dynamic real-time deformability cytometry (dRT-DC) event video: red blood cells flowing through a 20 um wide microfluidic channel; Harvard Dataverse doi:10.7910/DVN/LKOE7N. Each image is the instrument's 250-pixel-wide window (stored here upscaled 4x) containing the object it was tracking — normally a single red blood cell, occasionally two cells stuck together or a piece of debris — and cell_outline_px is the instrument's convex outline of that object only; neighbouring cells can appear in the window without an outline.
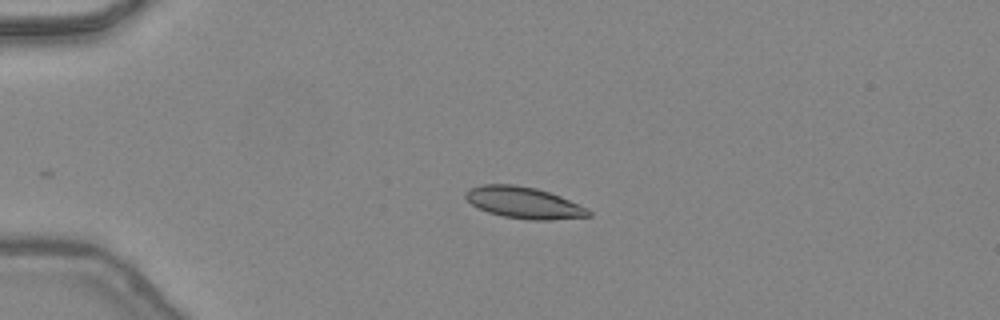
{"species": "common noctule bat (a hibernating species)", "species_latin": "Nyctalus noctula", "temperature_condition": "warm", "stored_images_in_passage": 32, "camera_frame_rate_fps": 3000, "um_per_image_px": 0.085, "animal": {"sex": "female", "body_mass_g": 24.6, "forearm_length_mm": 56.2}, "frame": {"image": 1, "passage_image": 1, "time_ms": 0.0, "image_size_px": [1000, 320], "cell_outline_px": [[592, 216], [552, 220], [528, 220], [504, 216], [488, 212], [472, 204], [464, 196], [464, 192], [468, 188], [484, 184], [512, 184], [536, 188], [560, 196], [588, 208], [592, 212]], "centroid_in_image_um": [44.54, 17.23], "position_along_channel_um": 40.5, "area_um2": 22.6}}
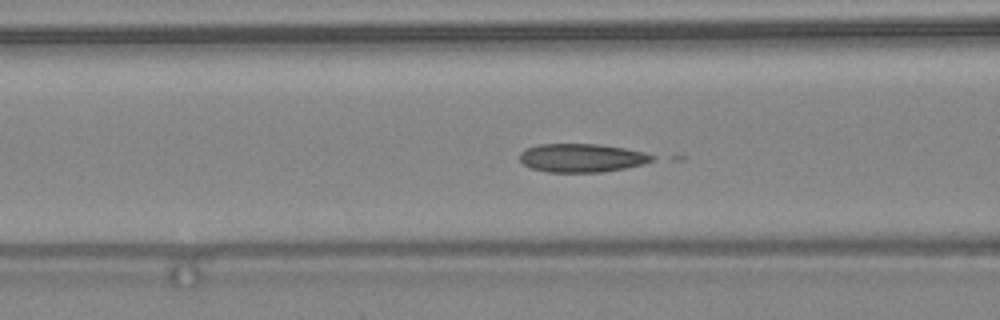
{"frame": {"image": 2, "passage_image": 9, "time_ms": 2.667, "image_size_px": [1000, 320], "cell_outline_px": [[656, 156], [652, 160], [640, 164], [624, 168], [600, 172], [548, 172], [532, 168], [524, 164], [520, 160], [520, 152], [524, 148], [536, 144], [600, 144], [624, 148], [644, 152]], "centroid_in_image_um": [49.4, 13.41], "position_along_channel_um": 117.2, "area_um2": 21.91}}
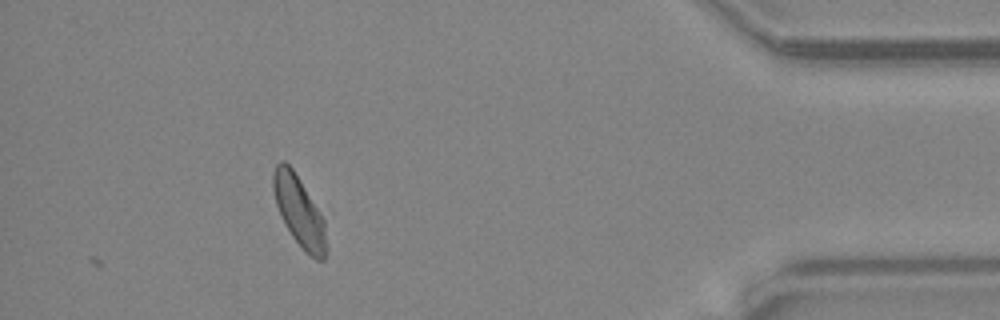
{"frame": {"image": 3, "passage_image": 32, "time_ms": 10.333, "image_size_px": [1000, 320], "cell_outline_px": [[328, 248], [324, 260], [316, 260], [304, 252], [292, 236], [276, 204], [272, 188], [272, 172], [276, 164], [280, 160], [284, 160], [292, 168], [320, 212], [324, 220]], "centroid_in_image_um": [25.44, 17.98], "position_along_channel_um": 409.8, "area_um2": 21.73}}